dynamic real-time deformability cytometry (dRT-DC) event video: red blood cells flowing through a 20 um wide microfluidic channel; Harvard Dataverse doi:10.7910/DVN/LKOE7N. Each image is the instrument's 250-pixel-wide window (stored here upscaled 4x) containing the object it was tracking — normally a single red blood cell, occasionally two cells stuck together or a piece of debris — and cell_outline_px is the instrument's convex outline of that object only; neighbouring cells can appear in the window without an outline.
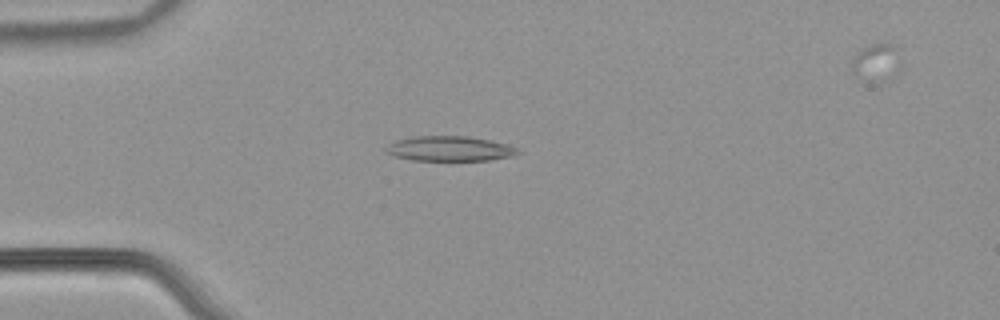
{"species": "common noctule bat (a hibernating species)", "species_latin": "Nyctalus noctula", "temperature_condition": "warm", "stored_images_in_passage": 39, "camera_frame_rate_fps": 3000, "um_per_image_px": 0.085, "animal": {"sex": "male", "body_mass_g": 21.5, "forearm_length_mm": 52.0}, "frame": {"image": 1, "passage_image": 1, "time_ms": 0.0, "image_size_px": [1000, 320], "cell_outline_px": [[524, 152], [512, 156], [488, 160], [412, 160], [396, 156], [384, 152], [384, 148], [388, 144], [396, 140], [412, 136], [468, 136], [492, 140], [508, 144]], "centroid_in_image_um": [38.23, 12.62], "position_along_channel_um": 46.8, "area_um2": 19.36}}
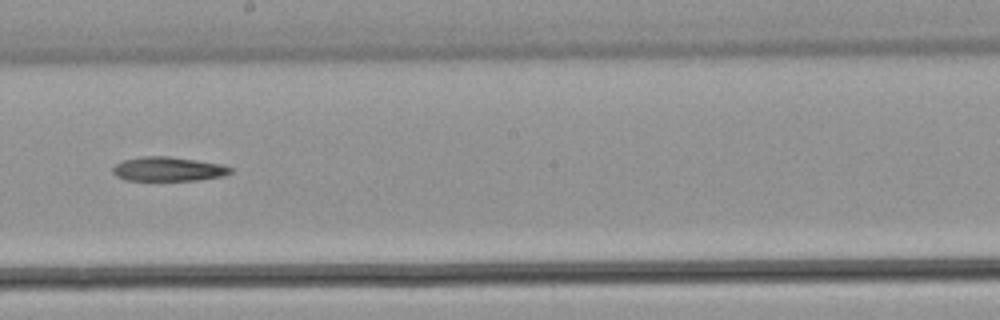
{"frame": {"image": 2, "passage_image": 17, "time_ms": 5.333, "image_size_px": [1000, 320], "cell_outline_px": [[232, 172], [224, 176], [196, 180], [124, 180], [116, 176], [112, 172], [112, 168], [116, 164], [124, 160], [140, 156], [168, 156], [220, 164], [232, 168]], "centroid_in_image_um": [14.27, 14.37], "position_along_channel_um": 233.9, "area_um2": 16.53}}
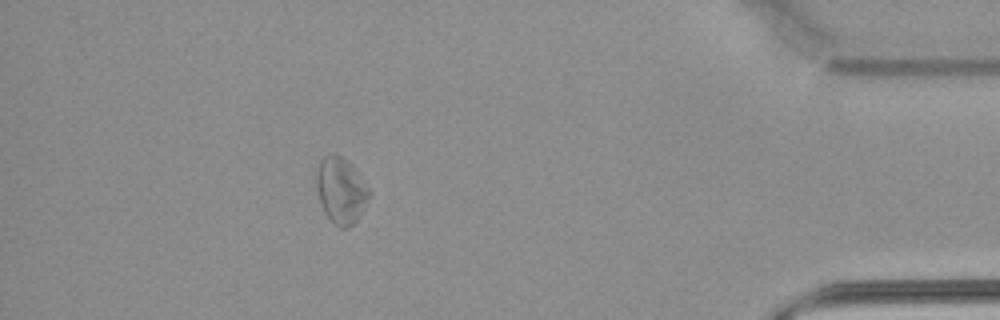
{"frame": {"image": 3, "passage_image": 34, "time_ms": 11.0, "image_size_px": [1000, 320], "cell_outline_px": [[372, 196], [356, 220], [348, 228], [340, 228], [324, 212], [320, 204], [316, 188], [316, 168], [320, 160], [324, 156], [332, 152], [336, 152], [352, 164], [360, 172], [372, 192]], "centroid_in_image_um": [29.0, 16.13], "position_along_channel_um": 406.2, "area_um2": 20.92}}